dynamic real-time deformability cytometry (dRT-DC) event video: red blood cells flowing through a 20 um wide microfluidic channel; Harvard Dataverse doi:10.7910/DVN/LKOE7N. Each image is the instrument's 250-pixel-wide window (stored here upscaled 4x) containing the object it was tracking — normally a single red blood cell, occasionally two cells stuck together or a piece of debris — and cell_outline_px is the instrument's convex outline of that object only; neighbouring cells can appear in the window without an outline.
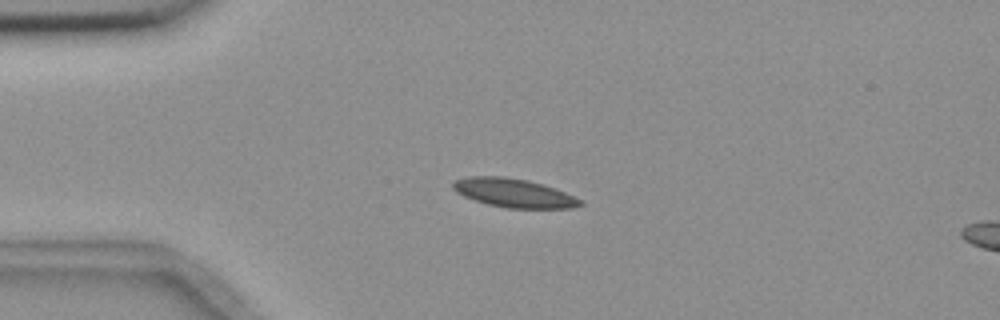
{"species": "common noctule bat (a hibernating species)", "species_latin": "Nyctalus noctula", "temperature_condition": "room temperature", "stored_images_in_passage": 9, "camera_frame_rate_fps": 3000, "um_per_image_px": 0.085, "animal": {"sex": "female", "body_mass_g": 18.4}, "frame": {"image": 1, "passage_image": 3, "time_ms": 2.0, "image_size_px": [1000, 320], "cell_outline_px": [[584, 204], [572, 208], [504, 208], [488, 204], [464, 196], [456, 192], [452, 188], [452, 184], [456, 180], [468, 176], [504, 176], [528, 180], [544, 184], [556, 188], [584, 200]], "centroid_in_image_um": [43.72, 16.4], "position_along_channel_um": 41.3, "area_um2": 21.5}}
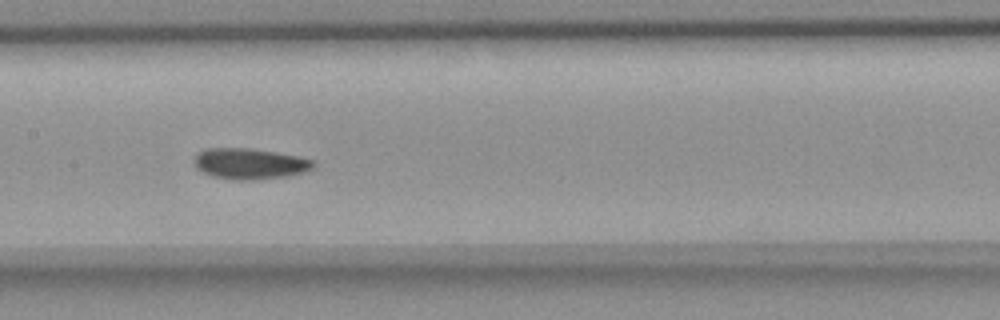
{"frame": {"image": 2, "passage_image": 7, "time_ms": 6.667, "image_size_px": [1000, 320], "cell_outline_px": [[316, 164], [312, 168], [304, 172], [288, 176], [252, 180], [236, 180], [212, 176], [196, 168], [196, 156], [200, 152], [208, 148], [248, 148], [296, 156], [312, 160]], "centroid_in_image_um": [21.25, 13.93], "position_along_channel_um": 186.2, "area_um2": 21.04}}
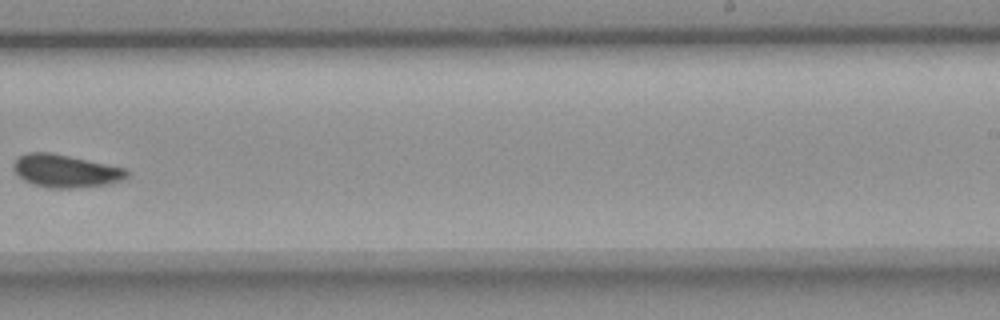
{"frame": {"image": 3, "passage_image": 9, "time_ms": 9.333, "image_size_px": [1000, 320], "cell_outline_px": [[128, 176], [124, 180], [108, 184], [76, 188], [52, 188], [32, 184], [24, 180], [16, 172], [12, 164], [16, 156], [28, 152], [52, 152], [124, 168], [128, 172]], "centroid_in_image_um": [5.55, 14.52], "position_along_channel_um": 283.5, "area_um2": 21.73}}